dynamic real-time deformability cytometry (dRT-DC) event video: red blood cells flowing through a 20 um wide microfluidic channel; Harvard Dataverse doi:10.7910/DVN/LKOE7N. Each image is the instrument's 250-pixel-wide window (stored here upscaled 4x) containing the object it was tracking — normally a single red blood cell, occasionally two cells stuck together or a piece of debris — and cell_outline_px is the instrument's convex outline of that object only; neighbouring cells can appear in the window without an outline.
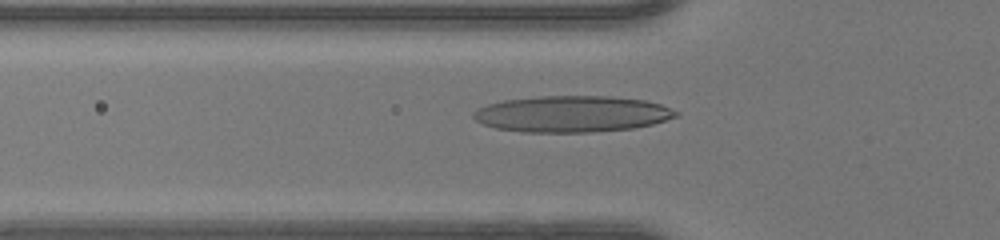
{"species": "human", "species_latin": "Homo sapiens", "temperature_condition": "warm", "stored_images_in_passage": 49, "camera_frame_rate_fps": 3000, "um_per_image_px": 0.085, "donor": {"sex": "female"}, "frame": {"image": 1, "passage_image": 17, "time_ms": 5.333, "image_size_px": [1000, 240], "cell_outline_px": [[680, 112], [676, 116], [652, 124], [632, 128], [588, 132], [524, 132], [496, 128], [484, 124], [476, 120], [472, 116], [472, 112], [488, 104], [504, 100], [540, 96], [612, 96], [644, 100], [660, 104]], "centroid_in_image_um": [48.61, 9.68], "position_along_channel_um": 77.2, "area_um2": 42.6}}
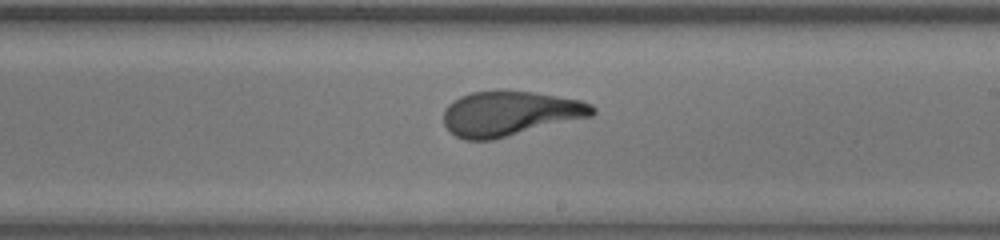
{"frame": {"image": 2, "passage_image": 29, "time_ms": 9.333, "image_size_px": [1000, 240], "cell_outline_px": [[596, 112], [592, 116], [492, 140], [464, 140], [448, 132], [444, 124], [444, 108], [452, 100], [460, 96], [472, 92], [532, 92], [580, 100], [592, 104], [596, 108]], "centroid_in_image_um": [43.32, 9.67], "position_along_channel_um": 245.7, "area_um2": 38.61}}
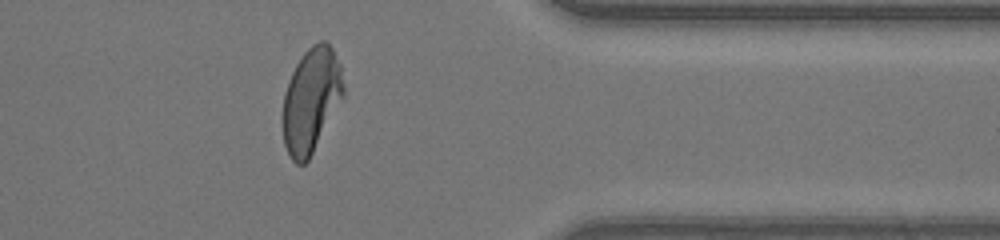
{"frame": {"image": 3, "passage_image": 40, "time_ms": 13.0, "image_size_px": [1000, 240], "cell_outline_px": [[344, 96], [308, 160], [304, 164], [296, 164], [292, 160], [284, 144], [284, 92], [288, 80], [296, 64], [304, 52], [312, 44], [320, 40], [324, 40], [332, 48], [340, 64], [344, 84]], "centroid_in_image_um": [26.46, 8.48], "position_along_channel_um": 384.9, "area_um2": 36.65}, "authors_computed_cell_mechanics": {"area_um2": 38.726, "velocity_mm_per_s": 4.2136, "shape_relaxation_time_tau1_ms": 6.4713, "shape_relaxation_time_tau2_ms": 0.8871, "deformation_change_tau1": 0.2954, "deformation_change_tau2": 0.093}}